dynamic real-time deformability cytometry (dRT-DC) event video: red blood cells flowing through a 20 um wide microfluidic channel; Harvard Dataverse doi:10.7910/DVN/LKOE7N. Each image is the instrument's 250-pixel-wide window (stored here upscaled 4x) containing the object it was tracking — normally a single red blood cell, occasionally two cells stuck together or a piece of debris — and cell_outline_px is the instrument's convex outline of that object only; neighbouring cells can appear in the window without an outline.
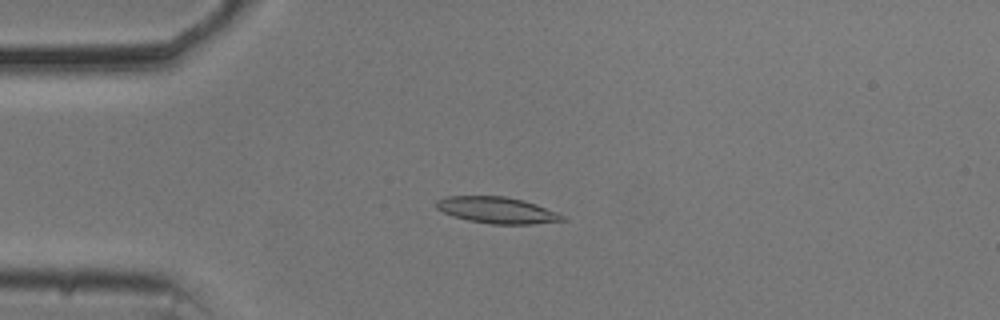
{"species": "common noctule bat (a hibernating species)", "species_latin": "Nyctalus noctula", "temperature_condition": "cold", "stored_images_in_passage": 54, "camera_frame_rate_fps": 3000, "um_per_image_px": 0.085, "animal": {"sex": "male", "body_mass_g": 20.5, "forearm_length_mm": 52.5}, "frame": {"image": 1, "passage_image": 13, "time_ms": 4.0, "image_size_px": [1000, 320], "cell_outline_px": [[568, 220], [532, 224], [492, 224], [468, 220], [452, 216], [436, 208], [436, 200], [448, 196], [504, 196], [524, 200], [536, 204], [556, 212], [564, 216]], "centroid_in_image_um": [42.25, 17.86], "position_along_channel_um": 42.8, "area_um2": 19.36}}
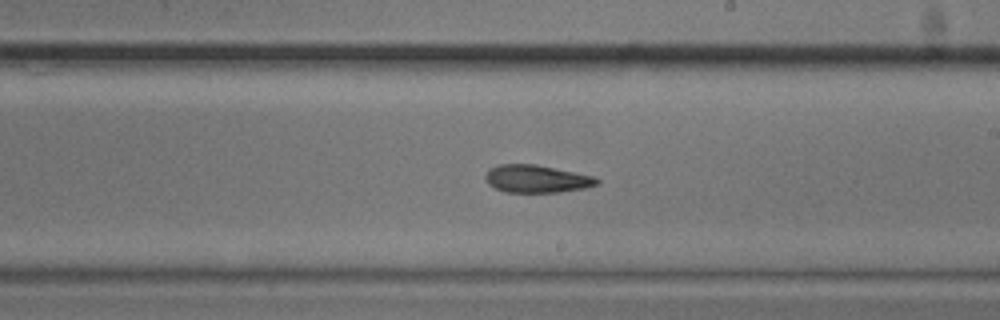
{"frame": {"image": 2, "passage_image": 31, "time_ms": 10.0, "image_size_px": [1000, 320], "cell_outline_px": [[600, 184], [588, 188], [560, 192], [504, 192], [488, 184], [484, 176], [488, 168], [500, 164], [536, 164], [596, 176], [600, 180]], "centroid_in_image_um": [45.65, 15.2], "position_along_channel_um": 243.3, "area_um2": 18.32}}
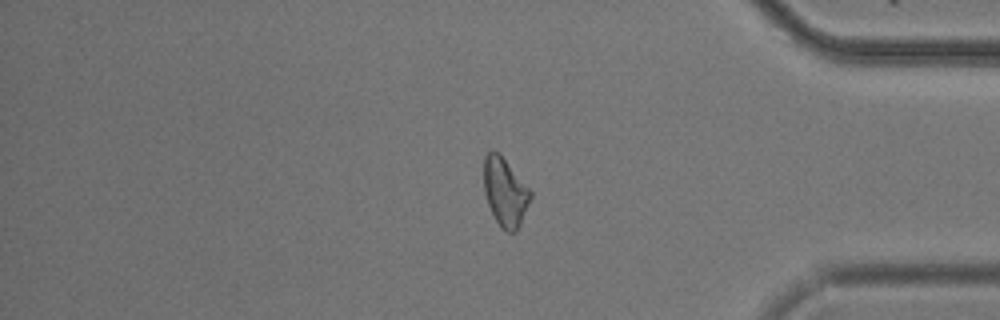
{"frame": {"image": 3, "passage_image": 45, "time_ms": 14.667, "image_size_px": [1000, 320], "cell_outline_px": [[532, 196], [520, 224], [516, 232], [508, 232], [500, 228], [488, 204], [484, 192], [484, 156], [492, 148], [500, 152], [532, 192]], "centroid_in_image_um": [42.92, 16.29], "position_along_channel_um": 392.3, "area_um2": 18.73}, "authors_computed_cell_mechanics": {"area_um2": 18.7272, "velocity_mm_per_s": 3.697, "shape_relaxation_time_tau1_ms": null, "shape_relaxation_time_tau2_ms": 4.9834, "deformation_change_tau1": null, "deformation_change_tau2": 0.1318}}